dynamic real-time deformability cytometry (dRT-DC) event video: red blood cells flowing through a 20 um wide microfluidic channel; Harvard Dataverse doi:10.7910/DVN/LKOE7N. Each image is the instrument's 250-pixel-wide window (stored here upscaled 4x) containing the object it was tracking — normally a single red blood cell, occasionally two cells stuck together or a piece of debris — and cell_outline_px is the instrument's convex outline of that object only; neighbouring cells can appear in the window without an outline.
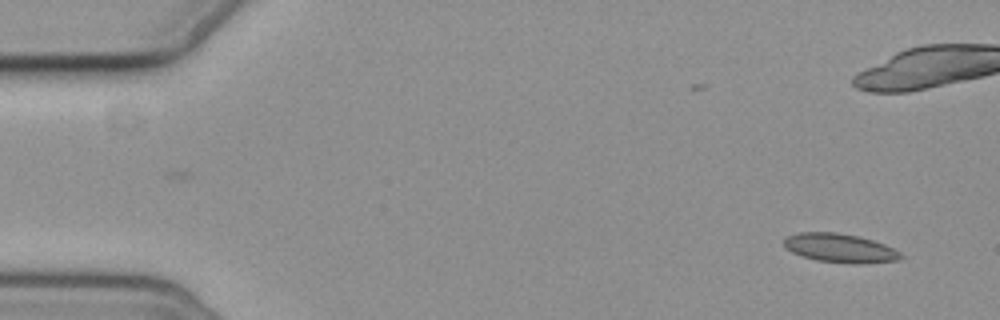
{"species": "common noctule bat (a hibernating species)", "species_latin": "Nyctalus noctula", "temperature_condition": "cold", "stored_images_in_passage": 3, "camera_frame_rate_fps": 3000, "um_per_image_px": 0.085, "animal": {"sex": "female", "body_mass_g": 19.3, "forearm_length_mm": 54.1}, "frame": {"image": 1, "passage_image": 3, "time_ms": 3.0, "image_size_px": [1000, 320], "cell_outline_px": [[904, 256], [900, 260], [864, 264], [852, 264], [816, 260], [800, 256], [784, 248], [784, 240], [788, 236], [800, 232], [836, 232], [856, 236], [872, 240], [884, 244], [900, 252]], "centroid_in_image_um": [71.4, 21.1], "position_along_channel_um": 13.6, "area_um2": 19.77}}